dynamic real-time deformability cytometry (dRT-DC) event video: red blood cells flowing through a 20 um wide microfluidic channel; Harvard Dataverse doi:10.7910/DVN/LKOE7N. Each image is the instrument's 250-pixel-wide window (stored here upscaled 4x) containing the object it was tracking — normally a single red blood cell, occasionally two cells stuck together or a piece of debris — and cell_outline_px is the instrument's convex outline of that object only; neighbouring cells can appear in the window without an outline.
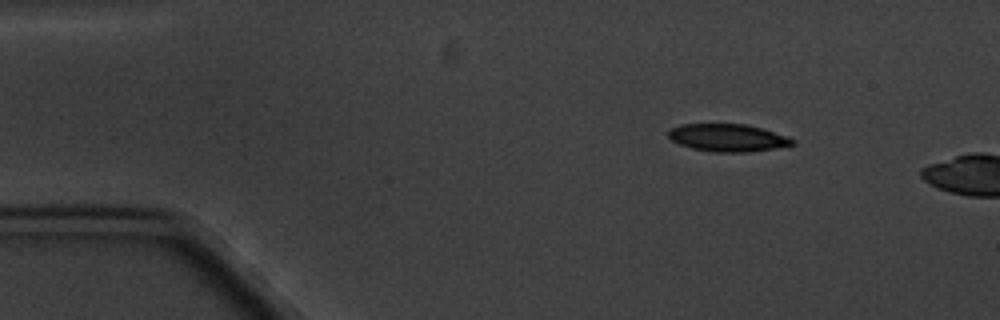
{"species": "common noctule bat (a hibernating species)", "species_latin": "Nyctalus noctula", "temperature_condition": "cold", "stored_images_in_passage": 3, "camera_frame_rate_fps": 3000, "um_per_image_px": 0.085, "animal": {"sex": "male", "body_mass_g": 20.1, "forearm_length_mm": 53.5}, "frame": {"image": 1, "passage_image": 1, "time_ms": 0.0, "image_size_px": [1000, 320], "cell_outline_px": [[796, 144], [748, 152], [716, 152], [692, 148], [680, 144], [672, 140], [668, 136], [668, 132], [672, 128], [680, 124], [744, 124], [760, 128], [796, 140]], "centroid_in_image_um": [61.83, 11.71], "position_along_channel_um": 23.2, "area_um2": 19.54}}